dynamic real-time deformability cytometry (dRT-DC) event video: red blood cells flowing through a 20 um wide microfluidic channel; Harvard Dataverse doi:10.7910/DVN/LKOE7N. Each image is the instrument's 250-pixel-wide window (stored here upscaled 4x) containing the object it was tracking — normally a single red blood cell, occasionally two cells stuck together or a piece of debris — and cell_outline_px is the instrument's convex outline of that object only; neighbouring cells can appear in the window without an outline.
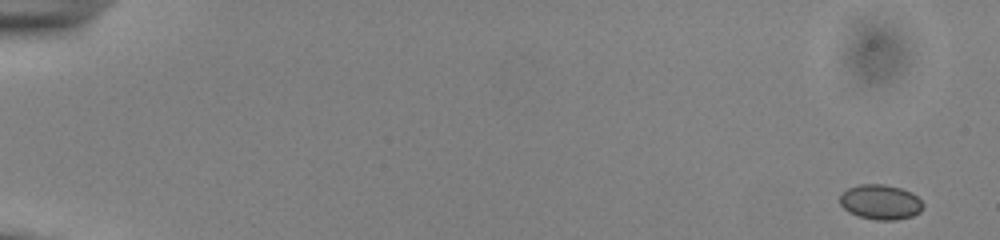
{"species": "common noctule bat (a hibernating species)", "species_latin": "Nyctalus noctula", "temperature_condition": "cold", "stored_images_in_passage": 53, "camera_frame_rate_fps": 3000, "um_per_image_px": 0.085, "animal": {"sex": "male", "body_mass_g": 13.0, "forearm_length_mm": 53.1}, "frame": {"image": 1, "passage_image": 1, "time_ms": 0.0, "image_size_px": [1000, 240], "cell_outline_px": [[924, 208], [920, 212], [912, 216], [896, 220], [876, 220], [856, 216], [848, 212], [840, 204], [840, 196], [848, 188], [860, 184], [884, 184], [900, 188], [912, 192], [924, 204]], "centroid_in_image_um": [74.85, 17.18], "position_along_channel_um": 10.1, "area_um2": 17.05}}
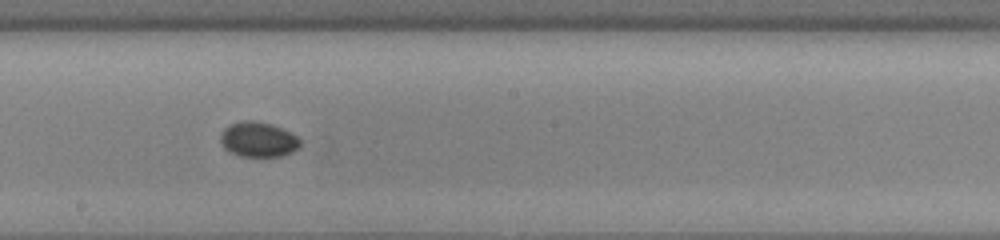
{"frame": {"image": 2, "passage_image": 31, "time_ms": 10.0, "image_size_px": [1000, 240], "cell_outline_px": [[300, 148], [284, 156], [240, 156], [228, 152], [224, 148], [220, 140], [220, 132], [228, 124], [244, 120], [252, 120], [272, 124], [296, 136], [300, 140]], "centroid_in_image_um": [21.91, 11.86], "position_along_channel_um": 226.3, "area_um2": 16.42}}
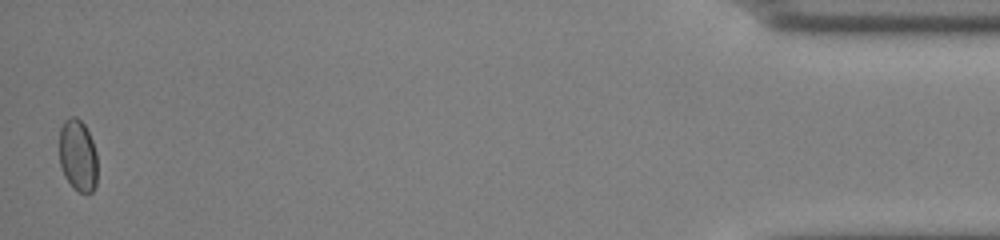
{"frame": {"image": 3, "passage_image": 53, "time_ms": 17.333, "image_size_px": [1000, 240], "cell_outline_px": [[96, 184], [92, 192], [80, 192], [72, 188], [64, 176], [60, 164], [60, 128], [64, 120], [68, 116], [76, 116], [84, 124], [92, 140], [96, 152]], "centroid_in_image_um": [6.6, 13.2], "position_along_channel_um": 428.6, "area_um2": 16.01}}